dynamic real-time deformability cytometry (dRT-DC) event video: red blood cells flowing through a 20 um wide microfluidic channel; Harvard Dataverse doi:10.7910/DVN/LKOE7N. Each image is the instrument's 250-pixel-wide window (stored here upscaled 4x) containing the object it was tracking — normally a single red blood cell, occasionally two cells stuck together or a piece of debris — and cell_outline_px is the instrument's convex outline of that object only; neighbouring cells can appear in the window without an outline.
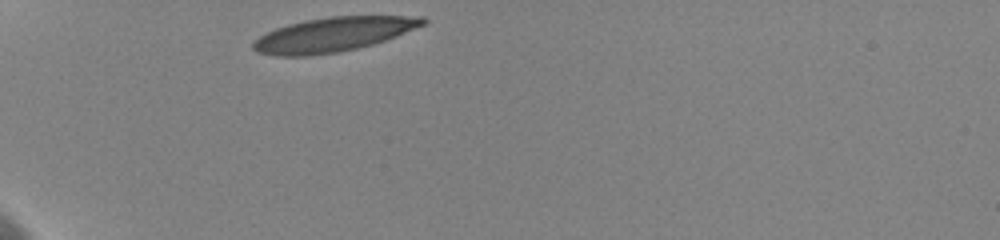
{"species": "human", "species_latin": "Homo sapiens", "temperature_condition": "cold", "stored_images_in_passage": 55, "camera_frame_rate_fps": 3000, "um_per_image_px": 0.085, "donor": {"sex": "female"}, "frame": {"image": 1, "passage_image": 1, "time_ms": 0.0, "image_size_px": [1000, 240], "cell_outline_px": [[428, 24], [396, 36], [372, 44], [356, 48], [336, 52], [308, 56], [276, 56], [256, 52], [252, 48], [252, 40], [276, 28], [288, 24], [304, 20], [328, 16], [424, 16], [428, 20]], "centroid_in_image_um": [28.33, 2.92], "position_along_channel_um": 56.7, "area_um2": 34.1}}
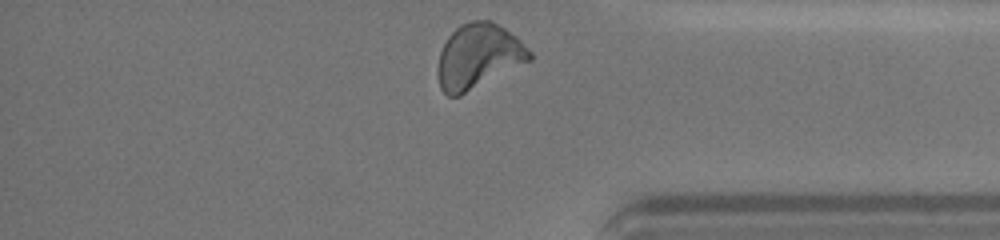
{"frame": {"image": 2, "passage_image": 54, "time_ms": 10.333, "image_size_px": [1000, 240], "cell_outline_px": [[532, 60], [460, 96], [448, 96], [440, 88], [440, 52], [448, 36], [460, 24], [472, 20], [488, 20], [504, 28], [516, 36], [532, 52]], "centroid_in_image_um": [40.7, 4.78], "position_along_channel_um": 394.5, "area_um2": 34.22}, "authors_computed_cell_mechanics": {"area_um2": 33.6396, "velocity_mm_per_s": 3.5767, "shape_relaxation_time_tau1_ms": 6.7194, "shape_relaxation_time_tau2_ms": 2.0359, "deformation_change_tau1": 0.1956, "deformation_change_tau2": 0.1054}}